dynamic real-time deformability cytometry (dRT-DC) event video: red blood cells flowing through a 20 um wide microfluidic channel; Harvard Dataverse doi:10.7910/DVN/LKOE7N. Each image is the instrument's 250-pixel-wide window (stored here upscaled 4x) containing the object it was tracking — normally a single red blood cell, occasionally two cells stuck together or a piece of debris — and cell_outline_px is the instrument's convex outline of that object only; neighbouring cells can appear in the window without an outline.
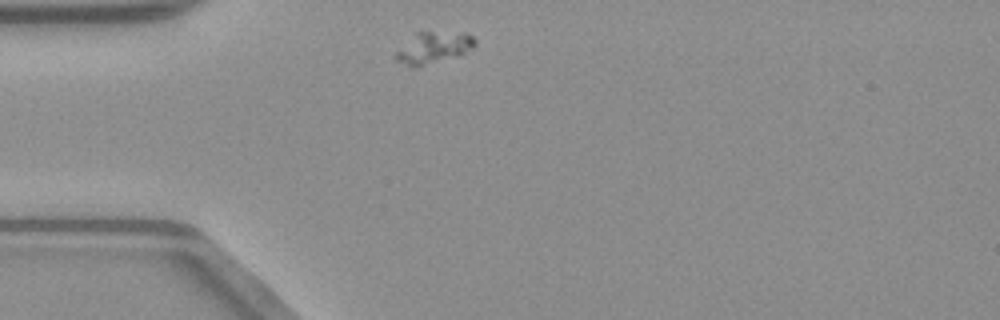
{"species": "common noctule bat (a hibernating species)", "species_latin": "Nyctalus noctula", "temperature_condition": "warm", "stored_images_in_passage": 31, "camera_frame_rate_fps": 3000, "um_per_image_px": 0.085, "animal": {"sex": "male", "body_mass_g": 23.1, "forearm_length_mm": 52.7}, "frame": {"image": 1, "passage_image": 1, "time_ms": 0.0, "image_size_px": [1000, 320], "cell_outline_px": [[476, 44], [472, 48], [464, 52], [416, 68], [408, 68], [396, 60], [396, 52], [416, 32], [464, 32], [472, 36], [476, 40]], "centroid_in_image_um": [36.82, 4.05], "position_along_channel_um": 48.2, "area_um2": 14.28}}
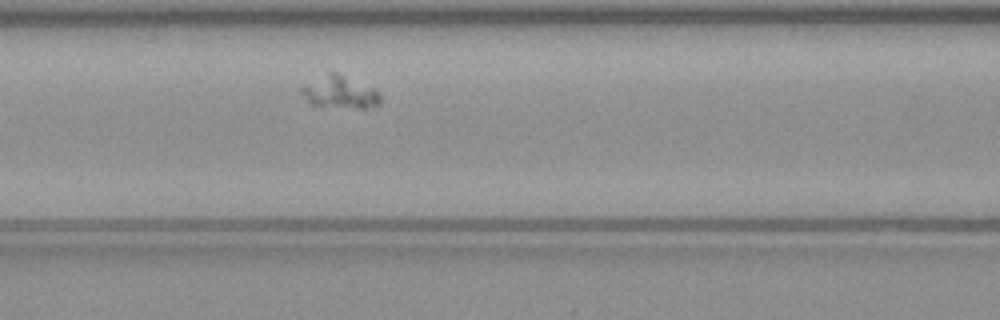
{"frame": {"image": 2, "passage_image": 9, "time_ms": 2.667, "image_size_px": [1000, 320], "cell_outline_px": [[380, 104], [368, 108], [356, 108], [312, 104], [300, 92], [300, 88], [328, 72], [336, 72], [372, 88], [380, 96]], "centroid_in_image_um": [28.89, 7.84], "position_along_channel_um": 137.7, "area_um2": 14.28}}
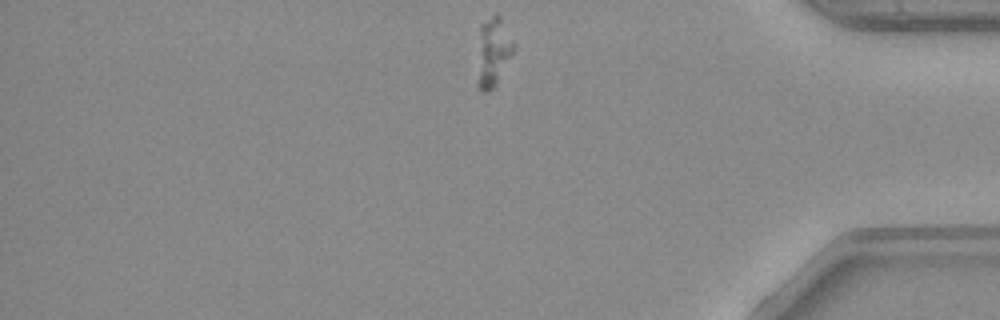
{"frame": {"image": 3, "passage_image": 31, "time_ms": 10.0, "image_size_px": [1000, 320], "cell_outline_px": [[516, 44], [496, 84], [488, 92], [484, 92], [476, 84], [480, 24], [496, 12], [500, 16]], "centroid_in_image_um": [41.9, 4.38], "position_along_channel_um": 393.3, "area_um2": 14.57}}